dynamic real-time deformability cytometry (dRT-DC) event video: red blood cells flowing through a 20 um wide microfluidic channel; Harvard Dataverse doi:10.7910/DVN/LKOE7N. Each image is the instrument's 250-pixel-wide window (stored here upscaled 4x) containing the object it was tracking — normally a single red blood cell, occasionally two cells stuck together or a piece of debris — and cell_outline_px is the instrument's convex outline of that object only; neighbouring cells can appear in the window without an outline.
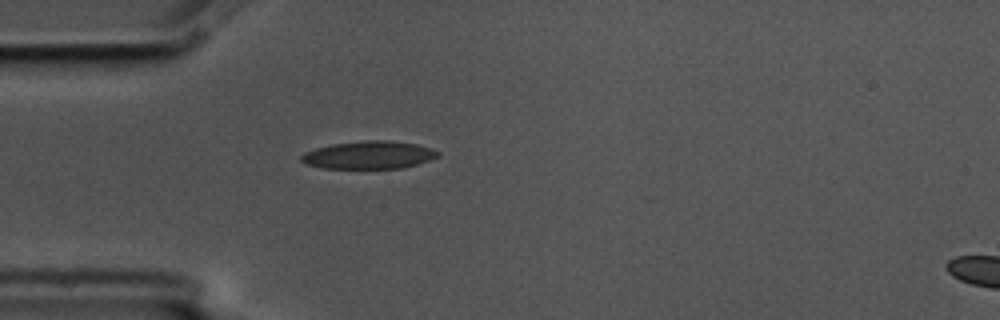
{"species": "common noctule bat (a hibernating species)", "species_latin": "Nyctalus noctula", "temperature_condition": "cold", "stored_images_in_passage": 5, "segment_of_instrument_passage": [1, 2], "camera_frame_rate_fps": 3000, "um_per_image_px": 0.085, "animal": {"sex": "male", "body_mass_g": 17.5, "forearm_length_mm": 52.3}, "frame": {"image": 1, "passage_image": 4, "time_ms": 1.0, "image_size_px": [1000, 320], "cell_outline_px": [[440, 156], [416, 164], [400, 168], [324, 168], [308, 164], [300, 160], [300, 156], [304, 152], [316, 148], [332, 144], [368, 140], [388, 140], [416, 144], [432, 148], [440, 152]], "centroid_in_image_um": [31.37, 13.17], "position_along_channel_um": 53.6, "area_um2": 21.96}}